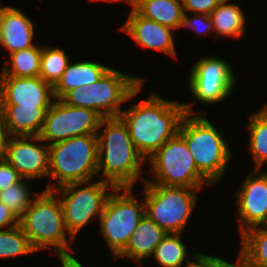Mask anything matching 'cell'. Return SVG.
Instances as JSON below:
<instances>
[{"mask_svg": "<svg viewBox=\"0 0 267 267\" xmlns=\"http://www.w3.org/2000/svg\"><path fill=\"white\" fill-rule=\"evenodd\" d=\"M193 103H178L151 93L139 104L123 110L119 117L126 124L138 153L147 161L179 130L185 114H195Z\"/></svg>", "mask_w": 267, "mask_h": 267, "instance_id": "cell-1", "label": "cell"}, {"mask_svg": "<svg viewBox=\"0 0 267 267\" xmlns=\"http://www.w3.org/2000/svg\"><path fill=\"white\" fill-rule=\"evenodd\" d=\"M97 131V172L115 188L132 187L139 180L146 160L138 153L120 117L102 118Z\"/></svg>", "mask_w": 267, "mask_h": 267, "instance_id": "cell-2", "label": "cell"}, {"mask_svg": "<svg viewBox=\"0 0 267 267\" xmlns=\"http://www.w3.org/2000/svg\"><path fill=\"white\" fill-rule=\"evenodd\" d=\"M178 133L185 139L199 173L211 185L223 178L232 153L220 130L202 115L185 114Z\"/></svg>", "mask_w": 267, "mask_h": 267, "instance_id": "cell-3", "label": "cell"}, {"mask_svg": "<svg viewBox=\"0 0 267 267\" xmlns=\"http://www.w3.org/2000/svg\"><path fill=\"white\" fill-rule=\"evenodd\" d=\"M143 80L137 76L109 68L95 83L66 92L60 100L74 106L94 110L102 118L119 117L122 103L137 96Z\"/></svg>", "mask_w": 267, "mask_h": 267, "instance_id": "cell-4", "label": "cell"}, {"mask_svg": "<svg viewBox=\"0 0 267 267\" xmlns=\"http://www.w3.org/2000/svg\"><path fill=\"white\" fill-rule=\"evenodd\" d=\"M54 196L53 191L46 189L37 193L19 219V225L36 251L51 248L55 255L74 253L66 237L68 231L61 202L58 196Z\"/></svg>", "mask_w": 267, "mask_h": 267, "instance_id": "cell-5", "label": "cell"}, {"mask_svg": "<svg viewBox=\"0 0 267 267\" xmlns=\"http://www.w3.org/2000/svg\"><path fill=\"white\" fill-rule=\"evenodd\" d=\"M49 146L48 176L57 180L46 190L53 191L71 183L86 182L97 175V134L76 136Z\"/></svg>", "mask_w": 267, "mask_h": 267, "instance_id": "cell-6", "label": "cell"}, {"mask_svg": "<svg viewBox=\"0 0 267 267\" xmlns=\"http://www.w3.org/2000/svg\"><path fill=\"white\" fill-rule=\"evenodd\" d=\"M151 181L142 178V183L165 186H183L201 189L211 184L199 173L185 139L177 133L166 141L149 159Z\"/></svg>", "mask_w": 267, "mask_h": 267, "instance_id": "cell-7", "label": "cell"}, {"mask_svg": "<svg viewBox=\"0 0 267 267\" xmlns=\"http://www.w3.org/2000/svg\"><path fill=\"white\" fill-rule=\"evenodd\" d=\"M144 185L145 215L167 234L182 233L195 208L197 191L183 186Z\"/></svg>", "mask_w": 267, "mask_h": 267, "instance_id": "cell-8", "label": "cell"}, {"mask_svg": "<svg viewBox=\"0 0 267 267\" xmlns=\"http://www.w3.org/2000/svg\"><path fill=\"white\" fill-rule=\"evenodd\" d=\"M91 181L66 184L53 190L56 195L58 194L61 202L65 226L71 242L88 222H92L91 219L99 220L111 194L107 190L115 188L102 179Z\"/></svg>", "mask_w": 267, "mask_h": 267, "instance_id": "cell-9", "label": "cell"}, {"mask_svg": "<svg viewBox=\"0 0 267 267\" xmlns=\"http://www.w3.org/2000/svg\"><path fill=\"white\" fill-rule=\"evenodd\" d=\"M132 189L122 187L111 190L103 213L99 217L101 234L114 256H118L124 250L145 215V202L139 204L132 194Z\"/></svg>", "mask_w": 267, "mask_h": 267, "instance_id": "cell-10", "label": "cell"}, {"mask_svg": "<svg viewBox=\"0 0 267 267\" xmlns=\"http://www.w3.org/2000/svg\"><path fill=\"white\" fill-rule=\"evenodd\" d=\"M102 117L94 110L74 107L54 99L46 112L42 131L39 135L42 141H51L48 145L66 139L97 134Z\"/></svg>", "mask_w": 267, "mask_h": 267, "instance_id": "cell-11", "label": "cell"}, {"mask_svg": "<svg viewBox=\"0 0 267 267\" xmlns=\"http://www.w3.org/2000/svg\"><path fill=\"white\" fill-rule=\"evenodd\" d=\"M193 65L188 85L196 100L203 104H217L232 93L235 77L225 59L208 56Z\"/></svg>", "mask_w": 267, "mask_h": 267, "instance_id": "cell-12", "label": "cell"}, {"mask_svg": "<svg viewBox=\"0 0 267 267\" xmlns=\"http://www.w3.org/2000/svg\"><path fill=\"white\" fill-rule=\"evenodd\" d=\"M34 141L43 143L38 145ZM3 158L23 179L48 176L49 146L39 136H9Z\"/></svg>", "mask_w": 267, "mask_h": 267, "instance_id": "cell-13", "label": "cell"}, {"mask_svg": "<svg viewBox=\"0 0 267 267\" xmlns=\"http://www.w3.org/2000/svg\"><path fill=\"white\" fill-rule=\"evenodd\" d=\"M256 175V176H255ZM240 234L252 227L267 226V175L259 169L249 173L236 194Z\"/></svg>", "mask_w": 267, "mask_h": 267, "instance_id": "cell-14", "label": "cell"}, {"mask_svg": "<svg viewBox=\"0 0 267 267\" xmlns=\"http://www.w3.org/2000/svg\"><path fill=\"white\" fill-rule=\"evenodd\" d=\"M54 99L53 87L40 77L0 76V105L51 106Z\"/></svg>", "mask_w": 267, "mask_h": 267, "instance_id": "cell-15", "label": "cell"}, {"mask_svg": "<svg viewBox=\"0 0 267 267\" xmlns=\"http://www.w3.org/2000/svg\"><path fill=\"white\" fill-rule=\"evenodd\" d=\"M143 49H154L176 57L173 29L141 16L134 8L121 28Z\"/></svg>", "mask_w": 267, "mask_h": 267, "instance_id": "cell-16", "label": "cell"}, {"mask_svg": "<svg viewBox=\"0 0 267 267\" xmlns=\"http://www.w3.org/2000/svg\"><path fill=\"white\" fill-rule=\"evenodd\" d=\"M1 45L13 52L33 47L34 24L20 9L9 7L0 23Z\"/></svg>", "mask_w": 267, "mask_h": 267, "instance_id": "cell-17", "label": "cell"}, {"mask_svg": "<svg viewBox=\"0 0 267 267\" xmlns=\"http://www.w3.org/2000/svg\"><path fill=\"white\" fill-rule=\"evenodd\" d=\"M11 136H39L50 106L0 105Z\"/></svg>", "mask_w": 267, "mask_h": 267, "instance_id": "cell-18", "label": "cell"}, {"mask_svg": "<svg viewBox=\"0 0 267 267\" xmlns=\"http://www.w3.org/2000/svg\"><path fill=\"white\" fill-rule=\"evenodd\" d=\"M166 235L167 233L161 227L144 215L124 250L117 257L133 259L140 263L143 259L153 255L155 248Z\"/></svg>", "mask_w": 267, "mask_h": 267, "instance_id": "cell-19", "label": "cell"}, {"mask_svg": "<svg viewBox=\"0 0 267 267\" xmlns=\"http://www.w3.org/2000/svg\"><path fill=\"white\" fill-rule=\"evenodd\" d=\"M108 69V66L95 61L70 62L53 87L54 97L60 99L66 92L76 87L95 83Z\"/></svg>", "mask_w": 267, "mask_h": 267, "instance_id": "cell-20", "label": "cell"}, {"mask_svg": "<svg viewBox=\"0 0 267 267\" xmlns=\"http://www.w3.org/2000/svg\"><path fill=\"white\" fill-rule=\"evenodd\" d=\"M141 16L171 29L183 25L182 0H135L133 7Z\"/></svg>", "mask_w": 267, "mask_h": 267, "instance_id": "cell-21", "label": "cell"}, {"mask_svg": "<svg viewBox=\"0 0 267 267\" xmlns=\"http://www.w3.org/2000/svg\"><path fill=\"white\" fill-rule=\"evenodd\" d=\"M227 1L222 0L210 14V18L217 34L239 38L246 32L244 28L246 17L238 4H229Z\"/></svg>", "mask_w": 267, "mask_h": 267, "instance_id": "cell-22", "label": "cell"}, {"mask_svg": "<svg viewBox=\"0 0 267 267\" xmlns=\"http://www.w3.org/2000/svg\"><path fill=\"white\" fill-rule=\"evenodd\" d=\"M42 47L34 45L10 54L0 76L39 77Z\"/></svg>", "mask_w": 267, "mask_h": 267, "instance_id": "cell-23", "label": "cell"}, {"mask_svg": "<svg viewBox=\"0 0 267 267\" xmlns=\"http://www.w3.org/2000/svg\"><path fill=\"white\" fill-rule=\"evenodd\" d=\"M249 151L254 168L261 170L267 161V104L251 115L249 124Z\"/></svg>", "mask_w": 267, "mask_h": 267, "instance_id": "cell-24", "label": "cell"}, {"mask_svg": "<svg viewBox=\"0 0 267 267\" xmlns=\"http://www.w3.org/2000/svg\"><path fill=\"white\" fill-rule=\"evenodd\" d=\"M240 236V252L256 267H267V226L249 228Z\"/></svg>", "mask_w": 267, "mask_h": 267, "instance_id": "cell-25", "label": "cell"}, {"mask_svg": "<svg viewBox=\"0 0 267 267\" xmlns=\"http://www.w3.org/2000/svg\"><path fill=\"white\" fill-rule=\"evenodd\" d=\"M180 233L167 234L155 248L153 257L162 267H182L184 261H189L185 244Z\"/></svg>", "mask_w": 267, "mask_h": 267, "instance_id": "cell-26", "label": "cell"}, {"mask_svg": "<svg viewBox=\"0 0 267 267\" xmlns=\"http://www.w3.org/2000/svg\"><path fill=\"white\" fill-rule=\"evenodd\" d=\"M70 62L63 49L50 46L42 47L39 77L54 87Z\"/></svg>", "mask_w": 267, "mask_h": 267, "instance_id": "cell-27", "label": "cell"}, {"mask_svg": "<svg viewBox=\"0 0 267 267\" xmlns=\"http://www.w3.org/2000/svg\"><path fill=\"white\" fill-rule=\"evenodd\" d=\"M34 252L36 250L31 246L20 225L0 230V258H16L18 255Z\"/></svg>", "mask_w": 267, "mask_h": 267, "instance_id": "cell-28", "label": "cell"}, {"mask_svg": "<svg viewBox=\"0 0 267 267\" xmlns=\"http://www.w3.org/2000/svg\"><path fill=\"white\" fill-rule=\"evenodd\" d=\"M32 194L22 178L19 182L0 192V202L20 219L33 199Z\"/></svg>", "mask_w": 267, "mask_h": 267, "instance_id": "cell-29", "label": "cell"}, {"mask_svg": "<svg viewBox=\"0 0 267 267\" xmlns=\"http://www.w3.org/2000/svg\"><path fill=\"white\" fill-rule=\"evenodd\" d=\"M184 14V19H183V25L182 27H191L193 28L196 33L200 34H215L214 31V26L212 23V20L210 18V15H205V14H195L193 16H189ZM193 17V18H192Z\"/></svg>", "mask_w": 267, "mask_h": 267, "instance_id": "cell-30", "label": "cell"}, {"mask_svg": "<svg viewBox=\"0 0 267 267\" xmlns=\"http://www.w3.org/2000/svg\"><path fill=\"white\" fill-rule=\"evenodd\" d=\"M221 1L222 0H182L184 14H186L187 11H191L195 14L210 15Z\"/></svg>", "mask_w": 267, "mask_h": 267, "instance_id": "cell-31", "label": "cell"}, {"mask_svg": "<svg viewBox=\"0 0 267 267\" xmlns=\"http://www.w3.org/2000/svg\"><path fill=\"white\" fill-rule=\"evenodd\" d=\"M22 179L18 171L3 157L0 158V192Z\"/></svg>", "mask_w": 267, "mask_h": 267, "instance_id": "cell-32", "label": "cell"}, {"mask_svg": "<svg viewBox=\"0 0 267 267\" xmlns=\"http://www.w3.org/2000/svg\"><path fill=\"white\" fill-rule=\"evenodd\" d=\"M193 258L196 260L193 261H186L187 264H185V267H218V257L216 256H210V255H204L201 253H194Z\"/></svg>", "mask_w": 267, "mask_h": 267, "instance_id": "cell-33", "label": "cell"}, {"mask_svg": "<svg viewBox=\"0 0 267 267\" xmlns=\"http://www.w3.org/2000/svg\"><path fill=\"white\" fill-rule=\"evenodd\" d=\"M19 225V218L0 202V230Z\"/></svg>", "mask_w": 267, "mask_h": 267, "instance_id": "cell-34", "label": "cell"}, {"mask_svg": "<svg viewBox=\"0 0 267 267\" xmlns=\"http://www.w3.org/2000/svg\"><path fill=\"white\" fill-rule=\"evenodd\" d=\"M9 133L5 124L4 114L0 107V158L3 157L9 139Z\"/></svg>", "mask_w": 267, "mask_h": 267, "instance_id": "cell-35", "label": "cell"}, {"mask_svg": "<svg viewBox=\"0 0 267 267\" xmlns=\"http://www.w3.org/2000/svg\"><path fill=\"white\" fill-rule=\"evenodd\" d=\"M239 253L236 264H230L224 259L218 257V267H256L241 252Z\"/></svg>", "mask_w": 267, "mask_h": 267, "instance_id": "cell-36", "label": "cell"}, {"mask_svg": "<svg viewBox=\"0 0 267 267\" xmlns=\"http://www.w3.org/2000/svg\"><path fill=\"white\" fill-rule=\"evenodd\" d=\"M62 267H84L72 254H57Z\"/></svg>", "mask_w": 267, "mask_h": 267, "instance_id": "cell-37", "label": "cell"}, {"mask_svg": "<svg viewBox=\"0 0 267 267\" xmlns=\"http://www.w3.org/2000/svg\"><path fill=\"white\" fill-rule=\"evenodd\" d=\"M93 1H104V2L124 1V2L128 3L129 5H131L132 8L134 7V4H135V0H93Z\"/></svg>", "mask_w": 267, "mask_h": 267, "instance_id": "cell-38", "label": "cell"}, {"mask_svg": "<svg viewBox=\"0 0 267 267\" xmlns=\"http://www.w3.org/2000/svg\"><path fill=\"white\" fill-rule=\"evenodd\" d=\"M10 6H1V4H0V23H1V21H2V19H3V17H4V14H5V12L8 10V8H9Z\"/></svg>", "mask_w": 267, "mask_h": 267, "instance_id": "cell-39", "label": "cell"}, {"mask_svg": "<svg viewBox=\"0 0 267 267\" xmlns=\"http://www.w3.org/2000/svg\"><path fill=\"white\" fill-rule=\"evenodd\" d=\"M265 164H267V161L264 163V165H265ZM262 172H263L264 174L267 175V171H266V172H265V171H262Z\"/></svg>", "mask_w": 267, "mask_h": 267, "instance_id": "cell-40", "label": "cell"}, {"mask_svg": "<svg viewBox=\"0 0 267 267\" xmlns=\"http://www.w3.org/2000/svg\"><path fill=\"white\" fill-rule=\"evenodd\" d=\"M0 45H1V27H0Z\"/></svg>", "mask_w": 267, "mask_h": 267, "instance_id": "cell-41", "label": "cell"}]
</instances>
